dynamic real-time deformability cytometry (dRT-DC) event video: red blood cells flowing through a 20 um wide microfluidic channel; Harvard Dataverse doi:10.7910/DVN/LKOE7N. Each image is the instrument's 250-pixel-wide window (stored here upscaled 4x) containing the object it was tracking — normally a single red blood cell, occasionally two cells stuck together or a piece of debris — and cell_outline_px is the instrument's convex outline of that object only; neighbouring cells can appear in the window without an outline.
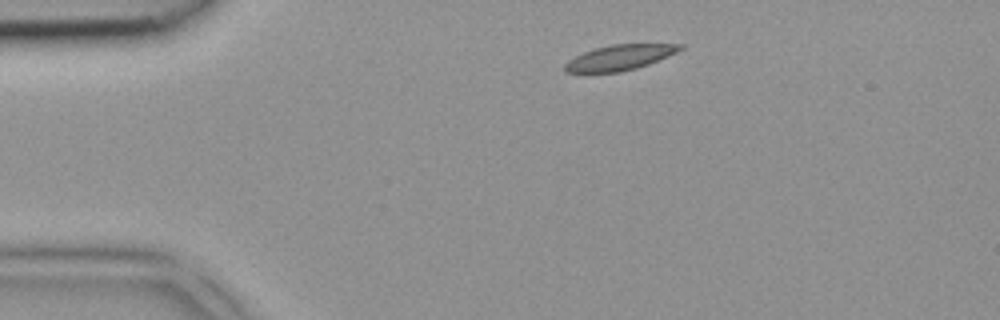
{"species": "common noctule bat (a hibernating species)", "species_latin": "Nyctalus noctula", "temperature_condition": "room temperature", "stored_images_in_passage": 2, "camera_frame_rate_fps": 3000, "um_per_image_px": 0.085, "animal": {"sex": "female", "body_mass_g": 18.4}, "frame": {"image": 1, "passage_image": 1, "time_ms": 0.0, "image_size_px": [1000, 320], "cell_outline_px": [[684, 48], [668, 56], [648, 64], [636, 68], [620, 72], [564, 72], [564, 64], [568, 60], [584, 52], [596, 48], [612, 44], [684, 44]], "centroid_in_image_um": [52.67, 4.88], "position_along_channel_um": 32.3, "area_um2": 16.82}}